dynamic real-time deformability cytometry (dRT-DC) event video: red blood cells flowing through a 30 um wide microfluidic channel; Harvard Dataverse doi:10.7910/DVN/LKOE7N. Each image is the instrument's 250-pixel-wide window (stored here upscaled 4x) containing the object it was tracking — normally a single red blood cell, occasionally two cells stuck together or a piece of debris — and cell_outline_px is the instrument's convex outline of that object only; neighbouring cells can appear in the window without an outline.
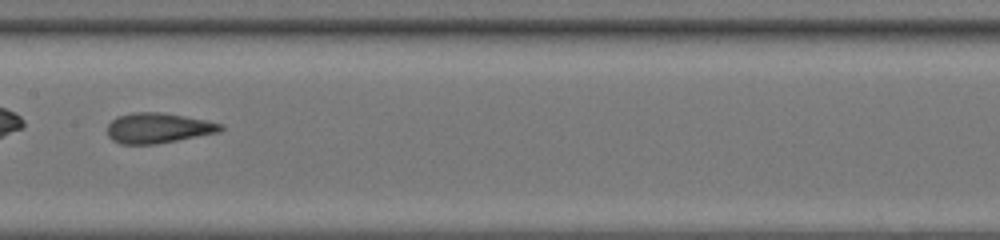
{"species": "common noctule bat (a hibernating species)", "species_latin": "Nyctalus noctula", "temperature_condition": "room temperature", "stored_images_in_passage": 50, "camera_frame_rate_fps": 3000, "um_per_image_px": 0.085, "animal": {"sex": "female", "body_mass_g": 20.0, "forearm_length_mm": 54.0}, "frame": {"image": 1, "passage_image": 29, "time_ms": 9.333, "image_size_px": [1000, 240], "cell_outline_px": [[224, 128], [220, 132], [156, 144], [120, 144], [112, 140], [108, 136], [108, 124], [116, 116], [132, 112], [160, 112], [184, 116], [224, 124]], "centroid_in_image_um": [13.43, 10.88], "position_along_channel_um": 194.0, "area_um2": 20.0}, "authors_computed_cell_mechanics": {"area_um2": 20.9236, "velocity_mm_per_s": 4.2753, "shape_relaxation_time_tau1_ms": 6.6213, "shape_relaxation_time_tau2_ms": 1.0897, "deformation_change_tau1": 0.1796, "deformation_change_tau2": 0.08}}